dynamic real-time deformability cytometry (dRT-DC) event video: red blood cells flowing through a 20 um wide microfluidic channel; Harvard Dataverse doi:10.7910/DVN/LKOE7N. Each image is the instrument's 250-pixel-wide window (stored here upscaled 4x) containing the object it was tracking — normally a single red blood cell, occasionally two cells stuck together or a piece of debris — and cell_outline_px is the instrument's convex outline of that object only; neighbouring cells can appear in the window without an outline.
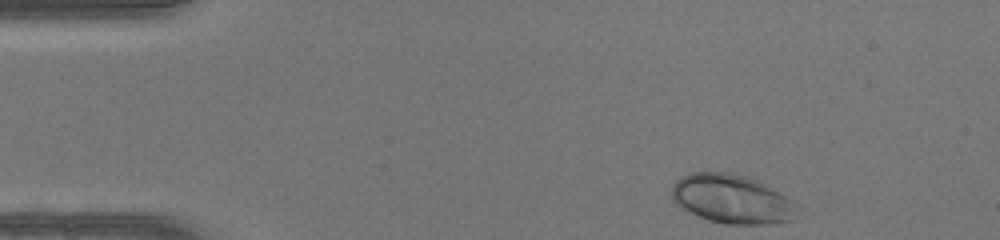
{"species": "human", "species_latin": "Homo sapiens", "temperature_condition": "warm", "stored_images_in_passage": 42, "camera_frame_rate_fps": 3000, "um_per_image_px": 0.085, "donor": {"sex": "female"}, "frame": {"image": 1, "passage_image": 1, "time_ms": 0.0, "image_size_px": [1000, 240], "cell_outline_px": [[800, 204], [792, 220], [776, 224], [724, 224], [708, 220], [676, 204], [672, 200], [672, 184], [680, 176], [692, 172], [732, 172], [748, 176], [760, 180]], "centroid_in_image_um": [62.26, 16.9], "position_along_channel_um": 22.7, "area_um2": 36.36}}
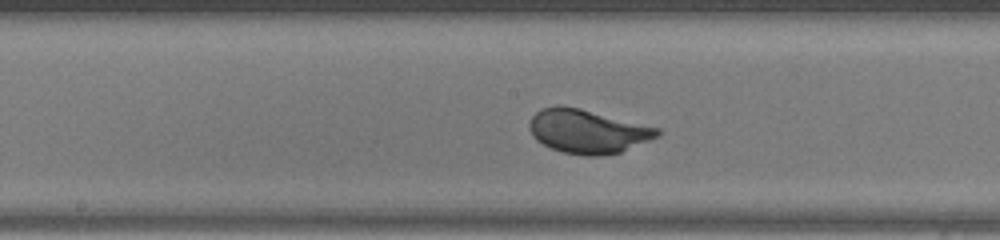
{"frame": {"image": 2, "passage_image": 19, "time_ms": 6.0, "image_size_px": [1000, 240], "cell_outline_px": [[660, 136], [620, 152], [600, 156], [584, 156], [564, 152], [552, 148], [536, 140], [532, 136], [528, 128], [528, 124], [532, 116], [540, 108], [556, 104], [560, 104], [580, 108], [660, 128]], "centroid_in_image_um": [49.92, 11.15], "position_along_channel_um": 198.3, "area_um2": 32.89}}
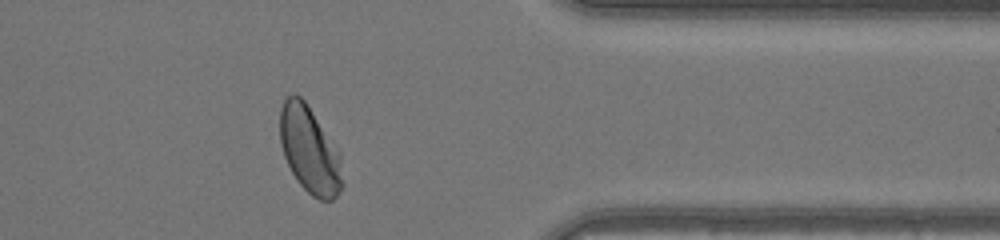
{"frame": {"image": 3, "passage_image": 33, "time_ms": 10.667, "image_size_px": [1000, 240], "cell_outline_px": [[344, 184], [336, 196], [332, 200], [320, 200], [312, 196], [296, 180], [284, 156], [280, 144], [280, 108], [284, 100], [292, 92], [296, 92], [304, 100], [340, 152]], "centroid_in_image_um": [26.32, 12.74], "position_along_channel_um": 385.1, "area_um2": 31.73}, "authors_computed_cell_mechanics": {"area_um2": 32.1079, "velocity_mm_per_s": 4.3326, "shape_relaxation_time_tau1_ms": 1.9651, "shape_relaxation_time_tau2_ms": null, "deformation_change_tau1": 0.1389, "deformation_change_tau2": null}}